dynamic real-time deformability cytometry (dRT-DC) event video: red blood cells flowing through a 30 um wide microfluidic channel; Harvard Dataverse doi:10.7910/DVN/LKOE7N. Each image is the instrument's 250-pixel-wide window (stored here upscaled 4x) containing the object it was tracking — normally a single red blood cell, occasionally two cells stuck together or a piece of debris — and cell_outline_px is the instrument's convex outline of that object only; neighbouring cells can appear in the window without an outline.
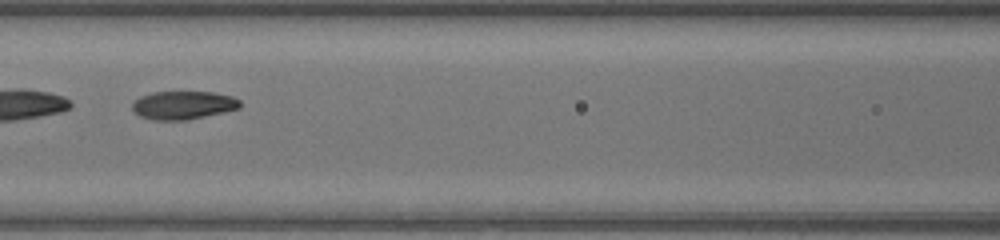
{"species": "common noctule bat (a hibernating species)", "species_latin": "Nyctalus noctula", "temperature_condition": "warm", "stored_images_in_passage": 47, "segment_of_instrument_passage": [2, 2], "camera_frame_rate_fps": 3000, "um_per_image_px": 0.085, "animal": {"sex": "female", "body_mass_g": 17.0, "forearm_length_mm": 48.0}, "frame": {"image": 1, "passage_image": 22, "time_ms": 7.0, "image_size_px": [1000, 240], "cell_outline_px": [[240, 108], [224, 112], [188, 120], [152, 120], [140, 116], [132, 108], [132, 104], [140, 96], [152, 92], [212, 92], [232, 96], [240, 100]], "centroid_in_image_um": [15.58, 8.94], "position_along_channel_um": 151.0, "area_um2": 17.74}}
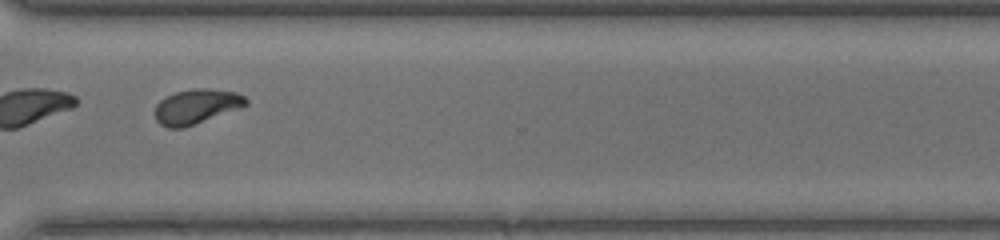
{"frame": {"image": 2, "passage_image": 36, "time_ms": 11.667, "image_size_px": [1000, 240], "cell_outline_px": [[248, 104], [240, 108], [184, 128], [168, 128], [160, 124], [156, 120], [152, 112], [156, 104], [160, 100], [176, 92], [192, 88], [208, 88], [236, 92], [244, 96], [248, 100]], "centroid_in_image_um": [16.66, 9.05], "position_along_channel_um": 353.9, "area_um2": 18.61}}